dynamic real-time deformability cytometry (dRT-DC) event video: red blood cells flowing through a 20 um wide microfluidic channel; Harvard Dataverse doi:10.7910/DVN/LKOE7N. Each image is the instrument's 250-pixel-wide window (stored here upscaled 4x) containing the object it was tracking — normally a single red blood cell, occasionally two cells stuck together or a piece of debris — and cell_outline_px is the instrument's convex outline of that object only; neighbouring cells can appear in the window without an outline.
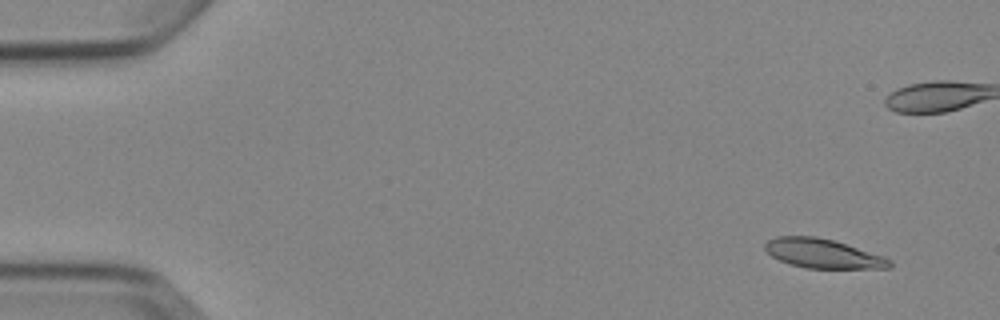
{"species": "Egyptian fruit bat (a non-hibernating species)", "species_latin": "Rousettus aegyptiacus", "temperature_condition": "cold", "stored_images_in_passage": 7, "camera_frame_rate_fps": 3000, "um_per_image_px": 0.085, "animal": {"sex": "female"}, "frame": {"image": 1, "passage_image": 2, "time_ms": 1.0, "image_size_px": [1000, 320], "cell_outline_px": [[892, 268], [808, 268], [792, 264], [780, 260], [772, 256], [764, 248], [764, 244], [768, 240], [776, 236], [816, 236], [832, 240], [884, 256], [892, 260]], "centroid_in_image_um": [69.96, 21.55], "position_along_channel_um": 15.0, "area_um2": 21.04}}
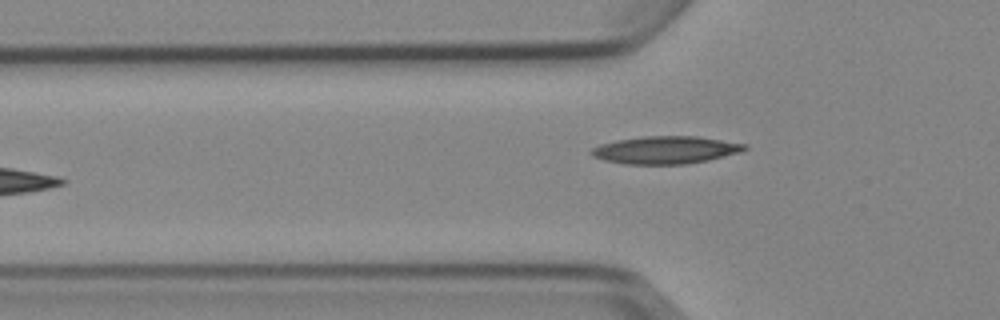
{"frame": {"image": 2, "passage_image": 7, "time_ms": 7.0, "image_size_px": [1000, 320], "cell_outline_px": [[748, 148], [740, 152], [708, 160], [684, 164], [624, 164], [604, 160], [592, 156], [588, 152], [592, 148], [600, 144], [616, 140], [644, 136], [696, 136], [748, 144]], "centroid_in_image_um": [56.55, 12.74], "position_along_channel_um": 69.2, "area_um2": 24.68}}